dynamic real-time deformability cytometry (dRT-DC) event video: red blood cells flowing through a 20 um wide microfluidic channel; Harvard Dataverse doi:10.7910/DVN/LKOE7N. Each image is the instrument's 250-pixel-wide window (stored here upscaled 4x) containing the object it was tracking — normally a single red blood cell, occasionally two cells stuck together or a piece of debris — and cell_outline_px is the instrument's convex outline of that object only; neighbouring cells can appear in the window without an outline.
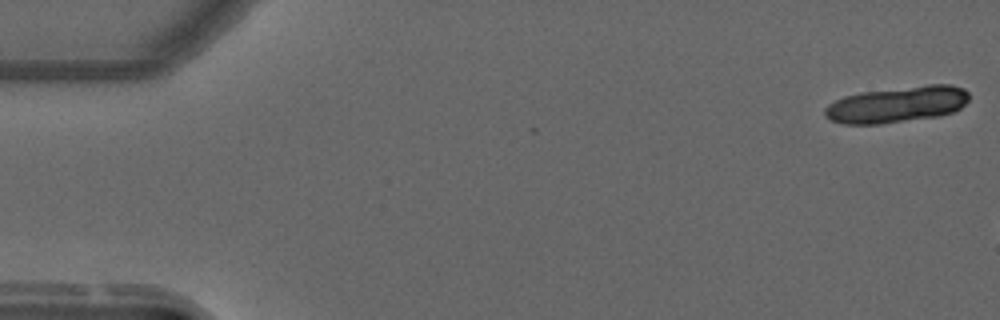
{"species": "common noctule bat (a hibernating species)", "species_latin": "Nyctalus noctula", "temperature_condition": "warm", "stored_images_in_passage": 5, "camera_frame_rate_fps": 3000, "um_per_image_px": 0.085, "animal": {"sex": "male", "forearm_length_mm": 52.5}, "frame": {"image": 1, "passage_image": 1, "time_ms": 0.0, "image_size_px": [1000, 320], "cell_outline_px": [[968, 100], [960, 108], [952, 112], [940, 116], [880, 124], [844, 124], [828, 120], [824, 116], [824, 108], [828, 104], [844, 96], [860, 92], [928, 84], [952, 84], [964, 88], [968, 92]], "centroid_in_image_um": [76.23, 8.88], "position_along_channel_um": 8.8, "area_um2": 30.69}}